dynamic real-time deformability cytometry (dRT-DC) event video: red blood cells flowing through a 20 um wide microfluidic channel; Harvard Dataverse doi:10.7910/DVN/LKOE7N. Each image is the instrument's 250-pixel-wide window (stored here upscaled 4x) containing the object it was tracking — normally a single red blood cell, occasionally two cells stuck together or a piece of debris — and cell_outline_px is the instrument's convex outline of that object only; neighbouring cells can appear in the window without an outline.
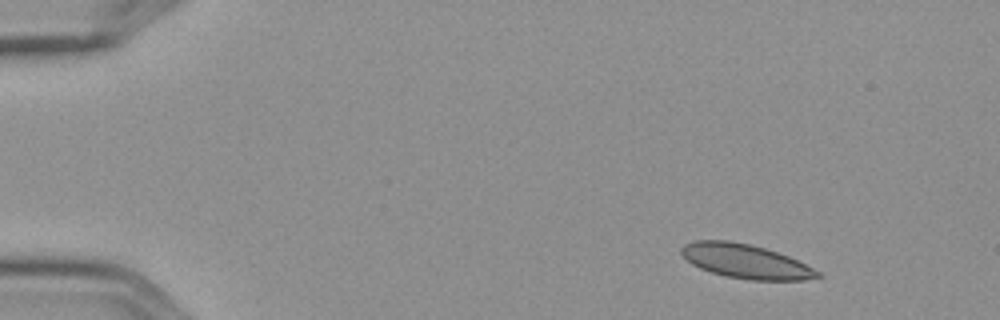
{"species": "Egyptian fruit bat (a non-hibernating species)", "species_latin": "Rousettus aegyptiacus", "temperature_condition": "cold", "stored_images_in_passage": 4, "camera_frame_rate_fps": 3000, "um_per_image_px": 0.085, "frame": {"image": 1, "passage_image": 1, "time_ms": 0.0, "image_size_px": [1000, 320], "cell_outline_px": [[824, 276], [804, 280], [752, 280], [728, 276], [712, 272], [700, 268], [692, 264], [680, 252], [680, 248], [684, 244], [696, 240], [728, 240], [748, 244], [764, 248], [788, 256], [820, 272]], "centroid_in_image_um": [63.36, 22.21], "position_along_channel_um": 21.6, "area_um2": 26.76}}
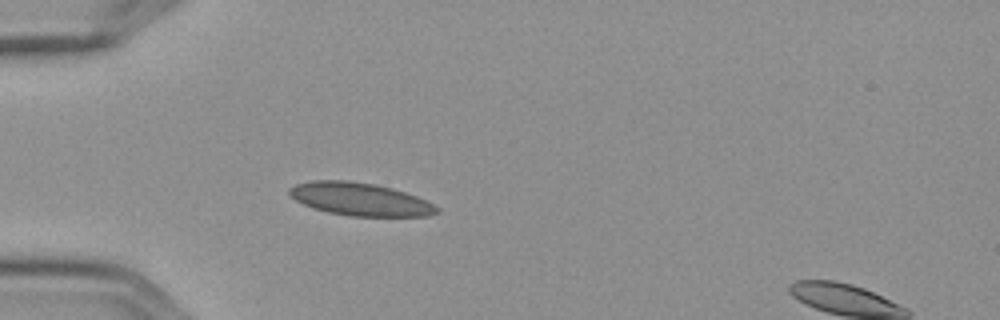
{"frame": {"image": 2, "passage_image": 3, "time_ms": 0.667, "image_size_px": [1000, 320], "cell_outline_px": [[440, 212], [428, 216], [348, 216], [328, 212], [312, 208], [296, 200], [288, 192], [288, 188], [296, 184], [312, 180], [348, 180], [376, 184], [392, 188], [416, 196], [440, 208]], "centroid_in_image_um": [30.59, 16.93], "position_along_channel_um": 54.4, "area_um2": 28.26}}